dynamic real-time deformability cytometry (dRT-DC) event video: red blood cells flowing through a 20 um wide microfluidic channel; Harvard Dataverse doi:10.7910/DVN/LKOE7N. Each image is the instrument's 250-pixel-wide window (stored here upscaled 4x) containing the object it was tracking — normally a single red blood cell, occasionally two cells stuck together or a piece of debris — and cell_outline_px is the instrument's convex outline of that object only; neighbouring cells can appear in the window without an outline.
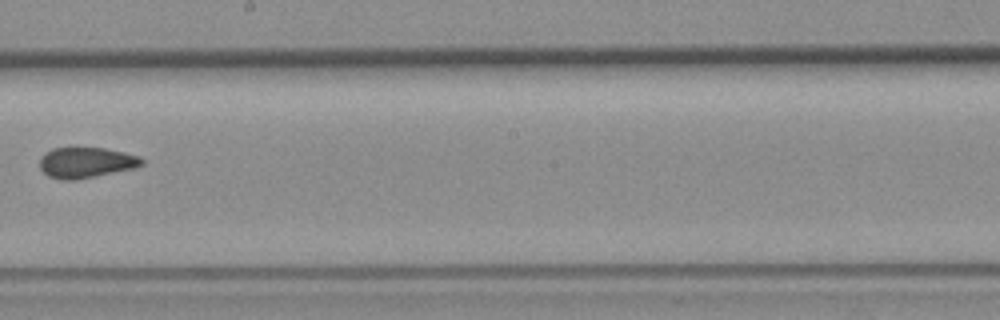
{"species": "common noctule bat (a hibernating species)", "species_latin": "Nyctalus noctula", "temperature_condition": "room temperature", "stored_images_in_passage": 9, "camera_frame_rate_fps": 3000, "um_per_image_px": 0.085, "animal": {"sex": "female", "body_mass_g": 19.3, "forearm_length_mm": 54.1}, "frame": {"image": 1, "passage_image": 9, "time_ms": 10.0, "image_size_px": [1000, 320], "cell_outline_px": [[144, 164], [132, 168], [76, 180], [60, 180], [48, 176], [40, 168], [40, 156], [44, 152], [52, 148], [104, 148], [124, 152], [140, 156], [144, 160]], "centroid_in_image_um": [7.28, 13.81], "position_along_channel_um": 240.9, "area_um2": 18.21}}